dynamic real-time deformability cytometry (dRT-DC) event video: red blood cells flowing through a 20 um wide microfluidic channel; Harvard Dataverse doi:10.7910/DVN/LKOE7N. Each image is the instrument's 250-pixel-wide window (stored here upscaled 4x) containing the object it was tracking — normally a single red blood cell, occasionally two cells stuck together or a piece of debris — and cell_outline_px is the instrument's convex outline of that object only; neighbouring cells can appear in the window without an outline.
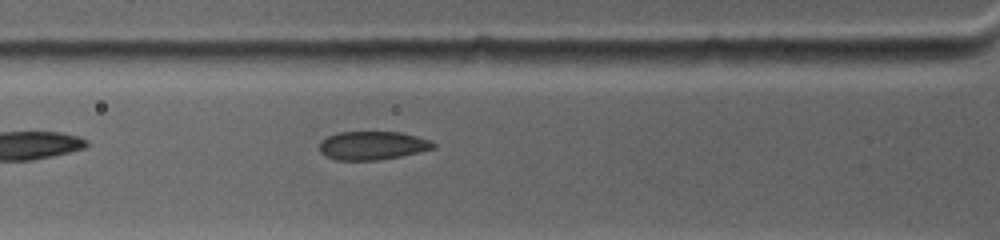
{"species": "common noctule bat (a hibernating species)", "species_latin": "Nyctalus noctula", "temperature_condition": "warm", "stored_images_in_passage": 7, "camera_frame_rate_fps": 4500, "um_per_image_px": 0.085, "animal": {"sex": "female", "body_mass_g": 19.0, "forearm_length_mm": 53.3}, "frame": {"image": 1, "passage_image": 4, "time_ms": 2.0, "image_size_px": [1000, 240], "cell_outline_px": [[436, 148], [400, 156], [376, 160], [336, 160], [324, 156], [320, 152], [320, 140], [336, 132], [400, 132], [416, 136], [428, 140], [436, 144]], "centroid_in_image_um": [31.62, 12.37], "position_along_channel_um": 94.2, "area_um2": 18.9}}